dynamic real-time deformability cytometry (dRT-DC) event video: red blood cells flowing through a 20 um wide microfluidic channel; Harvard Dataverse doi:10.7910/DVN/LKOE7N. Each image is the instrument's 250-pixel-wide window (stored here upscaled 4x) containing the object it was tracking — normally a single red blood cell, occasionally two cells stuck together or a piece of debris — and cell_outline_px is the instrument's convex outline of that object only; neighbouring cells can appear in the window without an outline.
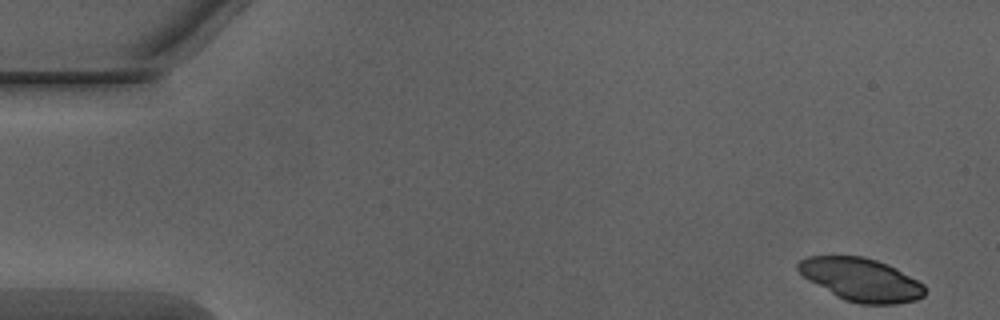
{"species": "Egyptian fruit bat (a non-hibernating species)", "species_latin": "Rousettus aegyptiacus", "temperature_condition": "warm", "stored_images_in_passage": 15, "camera_frame_rate_fps": 3000, "um_per_image_px": 0.085, "animal": {"sex": "male"}, "frame": {"image": 1, "passage_image": 1, "time_ms": 0.0, "image_size_px": [1000, 320], "cell_outline_px": [[924, 296], [916, 300], [896, 304], [860, 304], [844, 300], [836, 296], [808, 280], [796, 268], [796, 264], [800, 260], [808, 256], [864, 256], [888, 264], [896, 268], [924, 284]], "centroid_in_image_um": [73.19, 23.77], "position_along_channel_um": 11.8, "area_um2": 31.73}}